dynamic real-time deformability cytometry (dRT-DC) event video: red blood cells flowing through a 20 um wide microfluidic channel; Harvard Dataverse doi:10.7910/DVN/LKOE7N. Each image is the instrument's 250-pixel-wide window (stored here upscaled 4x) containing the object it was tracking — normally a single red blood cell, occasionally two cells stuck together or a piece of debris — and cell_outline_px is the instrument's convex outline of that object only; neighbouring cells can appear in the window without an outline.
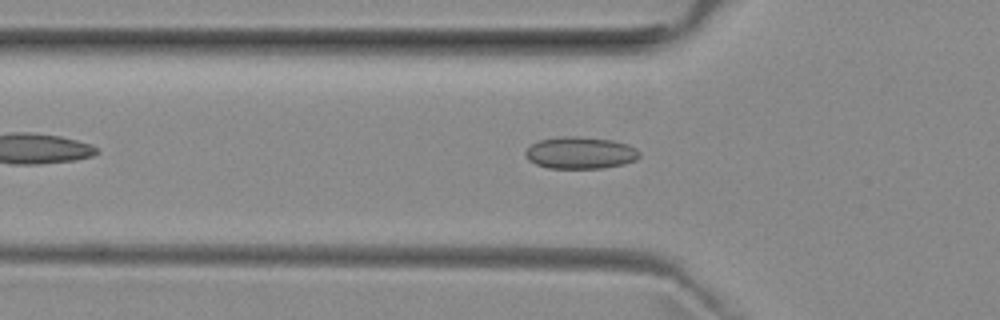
{"species": "common noctule bat (a hibernating species)", "species_latin": "Nyctalus noctula", "temperature_condition": "room temperature", "stored_images_in_passage": 44, "camera_frame_rate_fps": 3000, "um_per_image_px": 0.085, "animal": {"sex": "female", "body_mass_g": 29.2, "forearm_length_mm": 56.3}, "frame": {"image": 1, "passage_image": 9, "time_ms": 2.667, "image_size_px": [1000, 320], "cell_outline_px": [[640, 156], [636, 160], [624, 164], [604, 168], [548, 168], [536, 164], [528, 160], [524, 156], [524, 152], [532, 144], [540, 140], [556, 136], [580, 136], [612, 140], [628, 144], [636, 148], [640, 152]], "centroid_in_image_um": [49.33, 12.98], "position_along_channel_um": 76.5, "area_um2": 21.5}}
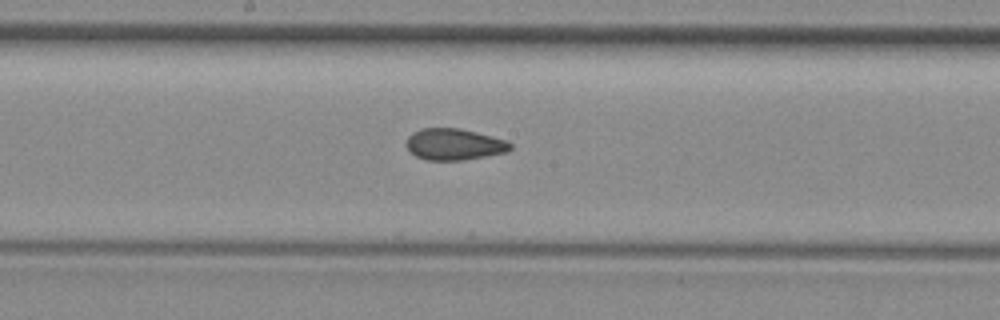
{"frame": {"image": 2, "passage_image": 19, "time_ms": 6.0, "image_size_px": [1000, 320], "cell_outline_px": [[512, 148], [508, 152], [464, 160], [424, 160], [416, 156], [404, 144], [408, 136], [412, 132], [420, 128], [460, 128], [508, 140], [512, 144]], "centroid_in_image_um": [38.61, 12.26], "position_along_channel_um": 209.6, "area_um2": 19.31}}
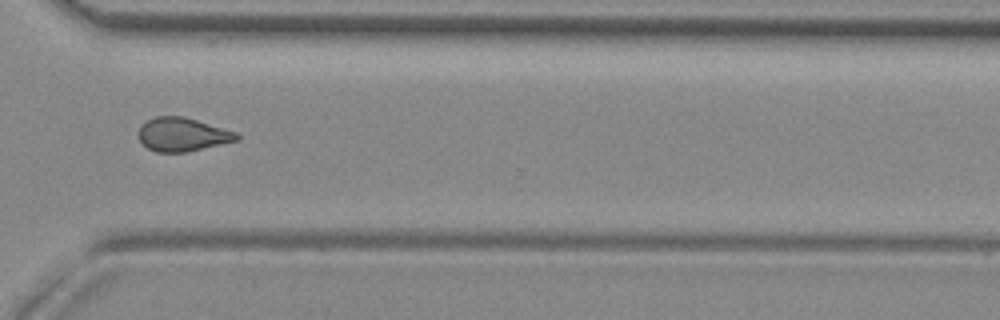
{"frame": {"image": 3, "passage_image": 30, "time_ms": 9.667, "image_size_px": [1000, 320], "cell_outline_px": [[240, 140], [188, 152], [156, 152], [148, 148], [136, 136], [136, 132], [148, 120], [156, 116], [184, 116], [236, 132], [240, 136]], "centroid_in_image_um": [15.51, 11.44], "position_along_channel_um": 355.1, "area_um2": 19.31}, "authors_computed_cell_mechanics": {"area_um2": 19.3052, "velocity_mm_per_s": 3.9656, "shape_relaxation_time_tau1_ms": null, "shape_relaxation_time_tau2_ms": 1.8005, "deformation_change_tau1": null, "deformation_change_tau2": 0.0681}}